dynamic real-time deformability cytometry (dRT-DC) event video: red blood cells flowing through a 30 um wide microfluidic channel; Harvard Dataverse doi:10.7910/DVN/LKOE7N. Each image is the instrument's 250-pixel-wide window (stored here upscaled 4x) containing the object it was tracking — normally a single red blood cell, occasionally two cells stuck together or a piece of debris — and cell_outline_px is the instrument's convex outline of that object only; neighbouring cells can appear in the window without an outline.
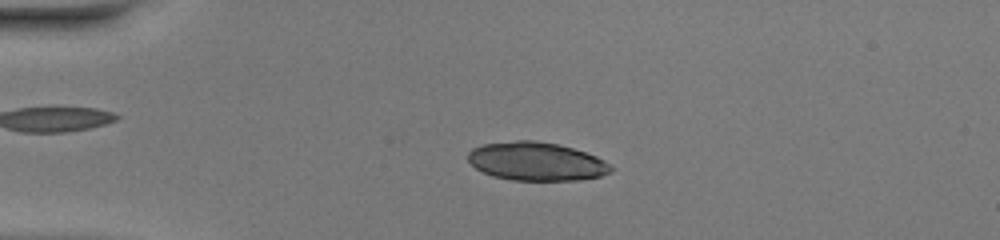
{"species": "common noctule bat (a hibernating species)", "species_latin": "Nyctalus noctula", "temperature_condition": "warm", "stored_images_in_passage": 50, "camera_frame_rate_fps": 3000, "um_per_image_px": 0.085, "animal": {"sex": "female", "body_mass_g": 20.0, "forearm_length_mm": 54.0}, "frame": {"image": 1, "passage_image": 12, "time_ms": 3.667, "image_size_px": [1000, 240], "cell_outline_px": [[612, 168], [608, 172], [600, 176], [580, 180], [512, 180], [492, 176], [476, 168], [468, 160], [468, 152], [472, 148], [484, 144], [516, 140], [536, 140], [556, 144], [572, 148], [596, 156], [604, 160]], "centroid_in_image_um": [45.56, 13.72], "position_along_channel_um": 39.4, "area_um2": 31.79}}